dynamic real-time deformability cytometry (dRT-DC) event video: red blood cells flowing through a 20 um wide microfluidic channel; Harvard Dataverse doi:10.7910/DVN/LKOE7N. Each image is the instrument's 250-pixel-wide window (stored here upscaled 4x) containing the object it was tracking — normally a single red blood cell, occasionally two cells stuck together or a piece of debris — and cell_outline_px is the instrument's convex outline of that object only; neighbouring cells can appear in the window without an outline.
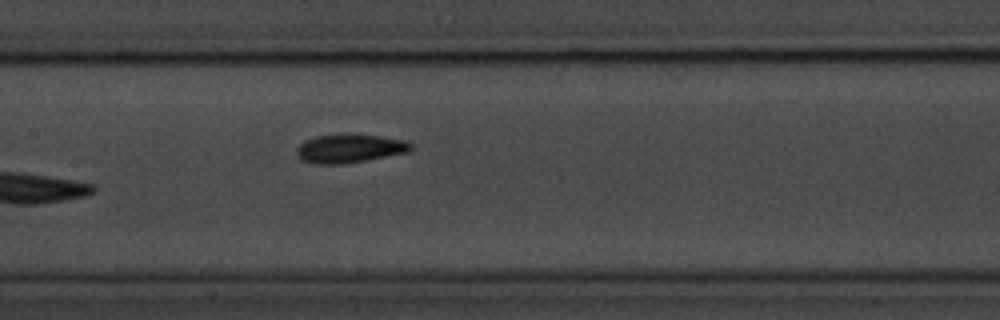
{"species": "common noctule bat (a hibernating species)", "species_latin": "Nyctalus noctula", "temperature_condition": "room temperature", "stored_images_in_passage": 7, "camera_frame_rate_fps": 3000, "um_per_image_px": 0.085, "animal": {"sex": "male", "body_mass_g": 20.1, "forearm_length_mm": 53.5}, "frame": {"image": 1, "passage_image": 7, "time_ms": 8.0, "image_size_px": [1000, 320], "cell_outline_px": [[412, 148], [408, 152], [344, 164], [312, 164], [300, 160], [296, 152], [296, 148], [304, 140], [316, 136], [344, 132], [352, 132], [408, 140], [412, 144]], "centroid_in_image_um": [29.69, 12.59], "position_along_channel_um": 177.7, "area_um2": 19.71}}